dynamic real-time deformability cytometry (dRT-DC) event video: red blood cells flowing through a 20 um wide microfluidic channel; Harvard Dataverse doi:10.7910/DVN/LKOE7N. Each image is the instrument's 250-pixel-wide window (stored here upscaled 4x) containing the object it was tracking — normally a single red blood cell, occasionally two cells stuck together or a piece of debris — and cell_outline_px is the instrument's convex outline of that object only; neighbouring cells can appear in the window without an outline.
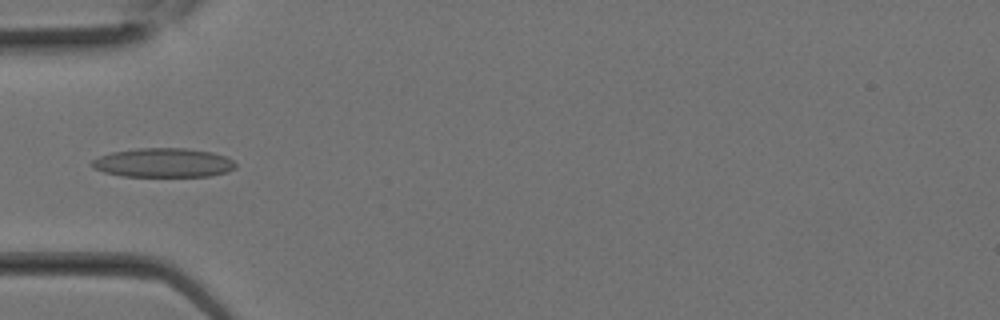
{"species": "Egyptian fruit bat (a non-hibernating species)", "species_latin": "Rousettus aegyptiacus", "temperature_condition": "room temperature", "stored_images_in_passage": 10, "camera_frame_rate_fps": 3000, "um_per_image_px": 0.085, "animal": {"sex": "female"}, "frame": {"image": 1, "passage_image": 9, "time_ms": 2.667, "image_size_px": [1000, 320], "cell_outline_px": [[236, 168], [228, 172], [208, 176], [124, 176], [104, 172], [92, 168], [88, 164], [92, 160], [100, 156], [112, 152], [136, 148], [184, 148], [212, 152], [224, 156], [232, 160], [236, 164]], "centroid_in_image_um": [13.86, 13.83], "position_along_channel_um": 71.1, "area_um2": 24.45}}